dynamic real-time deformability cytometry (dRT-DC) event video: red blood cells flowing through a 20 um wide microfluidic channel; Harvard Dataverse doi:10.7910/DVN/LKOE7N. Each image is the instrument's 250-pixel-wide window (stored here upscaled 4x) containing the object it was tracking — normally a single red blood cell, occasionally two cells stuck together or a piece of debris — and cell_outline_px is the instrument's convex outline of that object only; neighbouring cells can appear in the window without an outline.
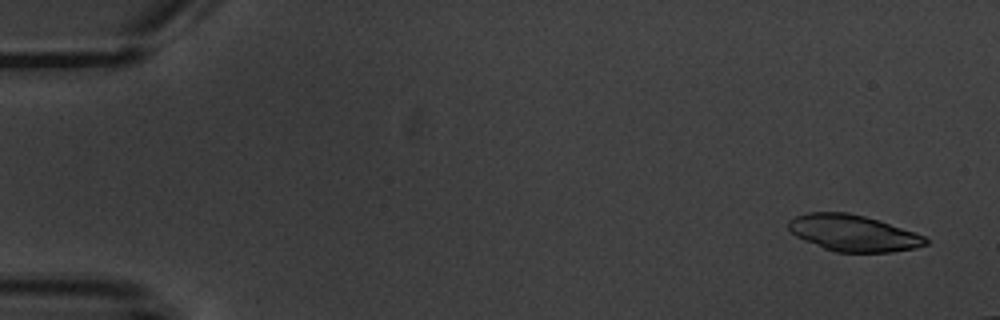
{"species": "common noctule bat (a hibernating species)", "species_latin": "Nyctalus noctula", "temperature_condition": "warm", "stored_images_in_passage": 4, "camera_frame_rate_fps": 3000, "um_per_image_px": 0.085, "animal": {"sex": "male", "body_mass_g": 20.1, "forearm_length_mm": 53.5}, "frame": {"image": 1, "passage_image": 1, "time_ms": 0.0, "image_size_px": [1000, 320], "cell_outline_px": [[928, 244], [916, 248], [892, 252], [836, 252], [824, 248], [804, 240], [796, 236], [788, 228], [788, 220], [796, 216], [808, 212], [848, 212], [880, 220], [924, 236], [928, 240]], "centroid_in_image_um": [72.52, 19.81], "position_along_channel_um": 12.5, "area_um2": 29.02}}